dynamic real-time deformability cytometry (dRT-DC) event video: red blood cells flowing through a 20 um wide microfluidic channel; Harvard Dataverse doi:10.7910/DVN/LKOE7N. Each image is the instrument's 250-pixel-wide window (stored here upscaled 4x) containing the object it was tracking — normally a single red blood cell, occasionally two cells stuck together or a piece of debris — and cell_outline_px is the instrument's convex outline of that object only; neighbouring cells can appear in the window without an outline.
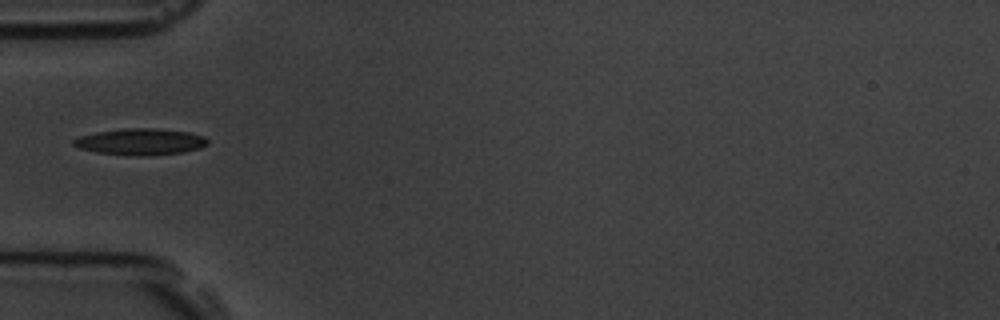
{"species": "common noctule bat (a hibernating species)", "species_latin": "Nyctalus noctula", "temperature_condition": "room temperature", "stored_images_in_passage": 6, "camera_frame_rate_fps": 3000, "um_per_image_px": 0.085, "animal": {"sex": "male", "body_mass_g": 19.5, "forearm_length_mm": 54.6}, "frame": {"image": 1, "passage_image": 6, "time_ms": 5.667, "image_size_px": [1000, 320], "cell_outline_px": [[208, 144], [200, 148], [184, 152], [140, 156], [96, 152], [80, 148], [72, 144], [72, 140], [80, 136], [96, 132], [124, 128], [156, 128], [188, 132], [204, 136], [208, 140]], "centroid_in_image_um": [11.95, 12.04], "position_along_channel_um": 73.1, "area_um2": 20.58}}